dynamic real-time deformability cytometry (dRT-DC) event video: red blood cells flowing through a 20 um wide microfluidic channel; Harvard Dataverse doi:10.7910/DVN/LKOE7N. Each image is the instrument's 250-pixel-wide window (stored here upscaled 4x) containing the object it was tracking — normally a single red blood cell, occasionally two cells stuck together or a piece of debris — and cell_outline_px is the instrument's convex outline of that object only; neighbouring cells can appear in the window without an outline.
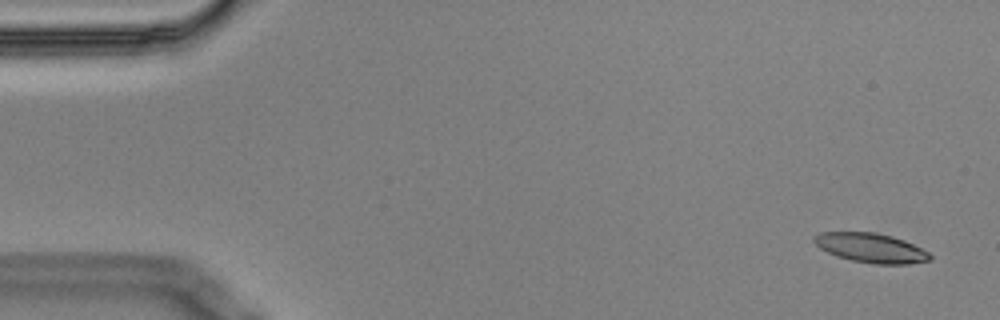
{"species": "Egyptian fruit bat (a non-hibernating species)", "species_latin": "Rousettus aegyptiacus", "temperature_condition": "cold", "stored_images_in_passage": 4, "camera_frame_rate_fps": 3000, "um_per_image_px": 0.085, "animal": {"sex": "male"}, "frame": {"image": 1, "passage_image": 1, "time_ms": 0.0, "image_size_px": [1000, 320], "cell_outline_px": [[932, 260], [908, 264], [872, 264], [852, 260], [836, 256], [820, 248], [812, 240], [812, 236], [820, 232], [876, 232], [892, 236], [904, 240], [928, 252], [932, 256]], "centroid_in_image_um": [74.01, 21.07], "position_along_channel_um": 11.0, "area_um2": 19.94}}
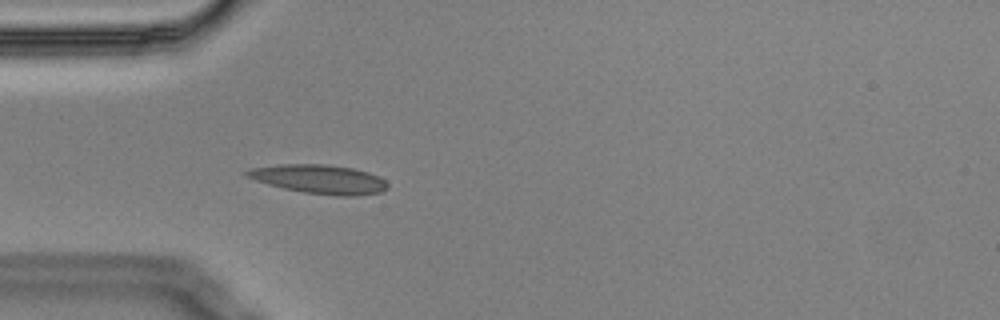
{"frame": {"image": 2, "passage_image": 4, "time_ms": 1.0, "image_size_px": [1000, 320], "cell_outline_px": [[388, 188], [380, 192], [356, 196], [336, 196], [304, 192], [284, 188], [268, 184], [256, 180], [248, 176], [244, 172], [252, 168], [280, 164], [324, 164], [352, 168], [368, 172], [384, 180], [388, 184]], "centroid_in_image_um": [27.17, 15.23], "position_along_channel_um": 57.8, "area_um2": 23.47}}